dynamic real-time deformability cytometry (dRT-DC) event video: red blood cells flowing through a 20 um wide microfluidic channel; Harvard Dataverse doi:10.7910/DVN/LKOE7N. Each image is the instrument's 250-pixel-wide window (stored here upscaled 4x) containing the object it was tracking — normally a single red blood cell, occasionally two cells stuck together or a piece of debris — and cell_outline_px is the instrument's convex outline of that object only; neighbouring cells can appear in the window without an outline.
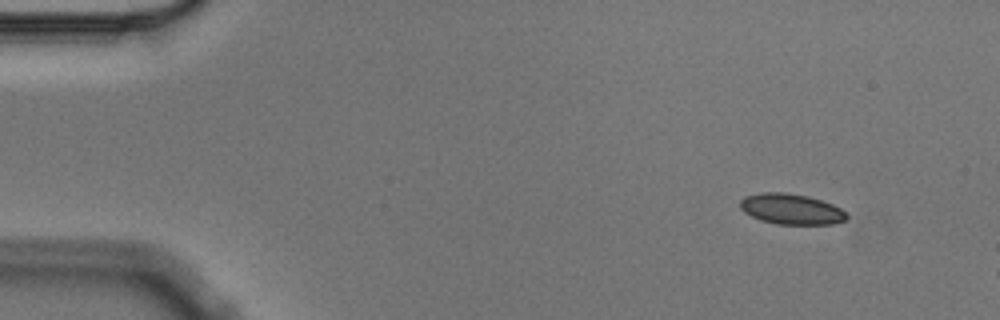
{"species": "Egyptian fruit bat (a non-hibernating species)", "species_latin": "Rousettus aegyptiacus", "temperature_condition": "cold", "stored_images_in_passage": 3, "camera_frame_rate_fps": 3000, "um_per_image_px": 0.085, "animal": {"sex": "male"}, "frame": {"image": 1, "passage_image": 1, "time_ms": 0.0, "image_size_px": [1000, 320], "cell_outline_px": [[848, 216], [844, 220], [832, 224], [776, 224], [760, 220], [744, 212], [740, 208], [740, 200], [744, 196], [760, 192], [784, 192], [808, 196], [832, 204], [840, 208]], "centroid_in_image_um": [67.21, 17.76], "position_along_channel_um": 17.8, "area_um2": 18.96}}